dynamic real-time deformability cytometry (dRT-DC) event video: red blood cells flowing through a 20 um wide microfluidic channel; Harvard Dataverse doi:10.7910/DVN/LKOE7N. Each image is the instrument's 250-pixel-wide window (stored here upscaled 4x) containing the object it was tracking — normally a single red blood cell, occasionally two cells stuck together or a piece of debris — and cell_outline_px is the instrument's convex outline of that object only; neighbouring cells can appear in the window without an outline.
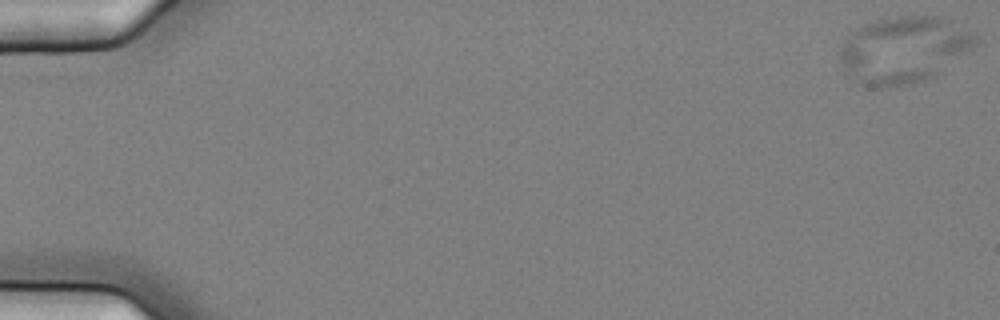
{"species": "common noctule bat (a hibernating species)", "species_latin": "Nyctalus noctula", "temperature_condition": "cold", "stored_images_in_passage": 6, "camera_frame_rate_fps": 3000, "um_per_image_px": 0.085, "animal": {"sex": "female", "body_mass_g": 25.1}, "frame": {"image": 1, "passage_image": 1, "time_ms": 0.0, "image_size_px": [1000, 320], "cell_outline_px": [[976, 44], [972, 48], [932, 76], [924, 80], [912, 84], [864, 84], [844, 72], [840, 60], [840, 48], [844, 36], [864, 24], [876, 20], [900, 16], [936, 16], [948, 20], [976, 32]], "centroid_in_image_um": [76.79, 4.17], "position_along_channel_um": 8.2, "area_um2": 51.62}}
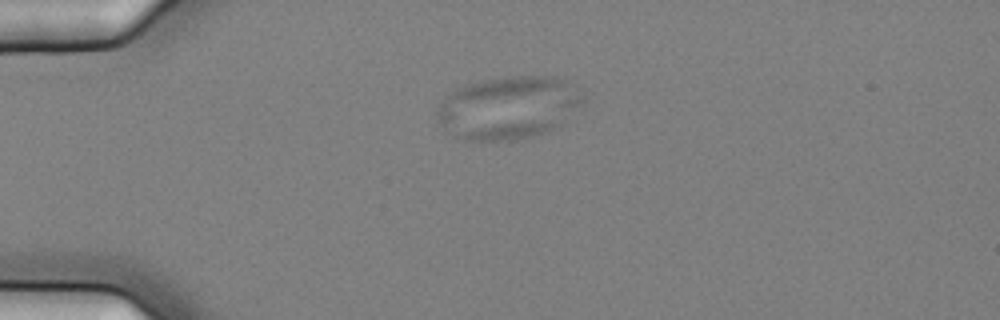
{"frame": {"image": 2, "passage_image": 5, "time_ms": 1.333, "image_size_px": [1000, 320], "cell_outline_px": [[584, 100], [556, 128], [548, 132], [516, 140], [464, 140], [444, 132], [436, 116], [436, 108], [452, 92], [468, 84], [484, 80], [504, 76], [556, 76], [568, 80]], "centroid_in_image_um": [43.17, 9.16], "position_along_channel_um": 41.8, "area_um2": 53.23}}